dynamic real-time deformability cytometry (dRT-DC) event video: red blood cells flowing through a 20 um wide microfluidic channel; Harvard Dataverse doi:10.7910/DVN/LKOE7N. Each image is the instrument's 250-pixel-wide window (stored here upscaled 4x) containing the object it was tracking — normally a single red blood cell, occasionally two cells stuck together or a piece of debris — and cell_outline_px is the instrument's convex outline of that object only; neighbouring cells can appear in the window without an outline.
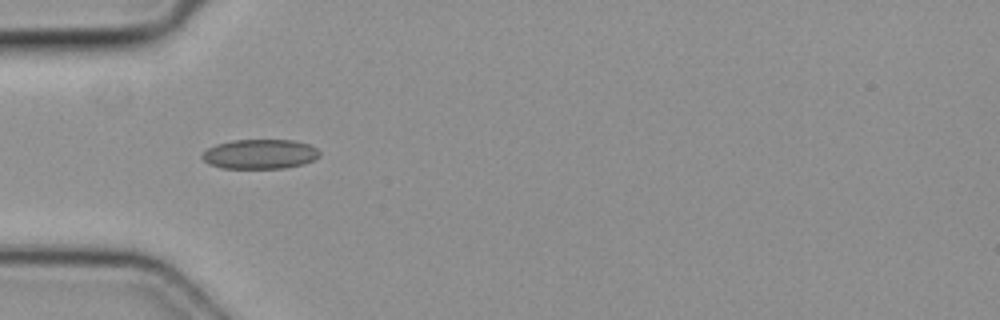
{"species": "common noctule bat (a hibernating species)", "species_latin": "Nyctalus noctula", "temperature_condition": "cold", "stored_images_in_passage": 5, "camera_frame_rate_fps": 3000, "um_per_image_px": 0.085, "animal": {"sex": "female", "body_mass_g": 19.3, "forearm_length_mm": 54.1}, "frame": {"image": 1, "passage_image": 3, "time_ms": 0.667, "image_size_px": [1000, 320], "cell_outline_px": [[320, 152], [312, 160], [304, 164], [284, 168], [220, 168], [208, 164], [200, 156], [208, 148], [216, 144], [232, 140], [292, 140], [308, 144], [316, 148]], "centroid_in_image_um": [22.05, 13.1], "position_along_channel_um": 63.0, "area_um2": 20.17}}
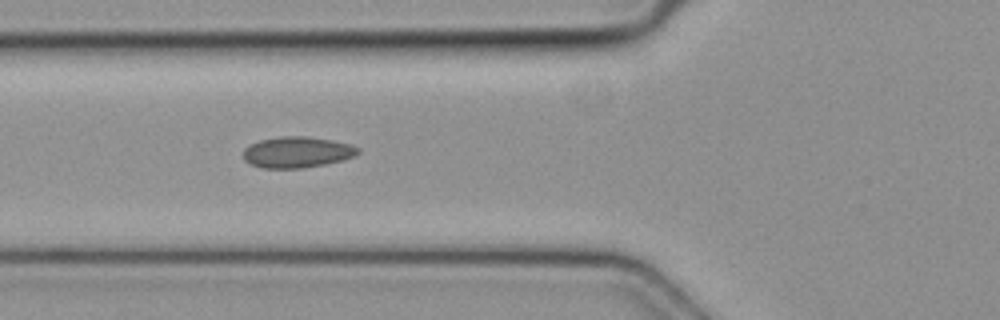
{"frame": {"image": 2, "passage_image": 4, "time_ms": 1.0, "image_size_px": [1000, 320], "cell_outline_px": [[360, 152], [356, 156], [344, 160], [304, 168], [264, 168], [252, 164], [244, 160], [244, 148], [260, 140], [280, 136], [308, 136], [332, 140], [352, 144], [360, 148]], "centroid_in_image_um": [25.31, 12.93], "position_along_channel_um": 100.5, "area_um2": 20.87}}
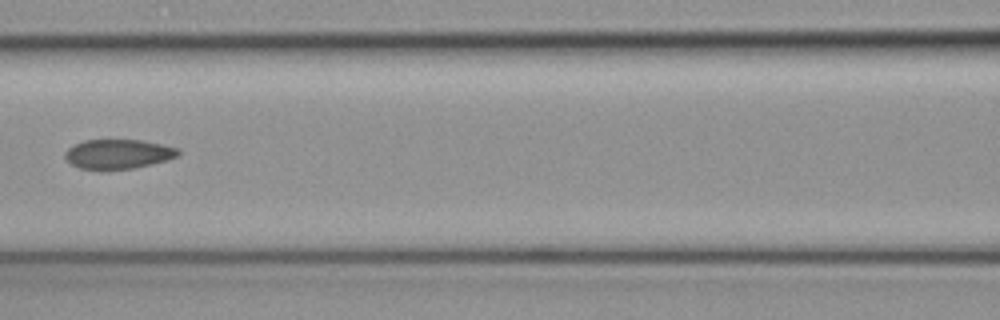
{"frame": {"image": 3, "passage_image": 5, "time_ms": 1.333, "image_size_px": [1000, 320], "cell_outline_px": [[180, 152], [176, 156], [168, 160], [152, 164], [132, 168], [100, 172], [80, 168], [72, 164], [64, 156], [64, 152], [68, 148], [84, 140], [140, 140], [180, 148]], "centroid_in_image_um": [10.02, 13.12], "position_along_channel_um": 156.6, "area_um2": 19.77}}